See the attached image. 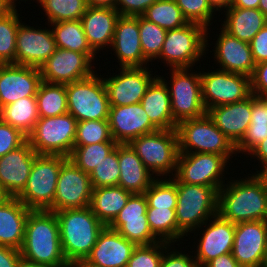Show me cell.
<instances>
[{
    "mask_svg": "<svg viewBox=\"0 0 267 267\" xmlns=\"http://www.w3.org/2000/svg\"><path fill=\"white\" fill-rule=\"evenodd\" d=\"M204 67H201L200 75L202 101L206 111L212 107L245 100L251 95L249 76L218 68L206 72Z\"/></svg>",
    "mask_w": 267,
    "mask_h": 267,
    "instance_id": "cell-13",
    "label": "cell"
},
{
    "mask_svg": "<svg viewBox=\"0 0 267 267\" xmlns=\"http://www.w3.org/2000/svg\"><path fill=\"white\" fill-rule=\"evenodd\" d=\"M229 163V164H228ZM232 165L224 156L213 153H179L173 178L180 183L214 187L217 191L225 184ZM226 172V173H225ZM226 174V175H225Z\"/></svg>",
    "mask_w": 267,
    "mask_h": 267,
    "instance_id": "cell-12",
    "label": "cell"
},
{
    "mask_svg": "<svg viewBox=\"0 0 267 267\" xmlns=\"http://www.w3.org/2000/svg\"><path fill=\"white\" fill-rule=\"evenodd\" d=\"M174 245H177L178 247ZM180 245L181 244L179 243H172L165 249L160 267H199L193 252L188 251L189 248H187V246H185L186 250H184V247H182L183 245ZM179 247L183 249L179 250ZM185 251H188V253Z\"/></svg>",
    "mask_w": 267,
    "mask_h": 267,
    "instance_id": "cell-48",
    "label": "cell"
},
{
    "mask_svg": "<svg viewBox=\"0 0 267 267\" xmlns=\"http://www.w3.org/2000/svg\"><path fill=\"white\" fill-rule=\"evenodd\" d=\"M77 122L68 112L55 117L39 118L27 141L38 155L69 158L74 149Z\"/></svg>",
    "mask_w": 267,
    "mask_h": 267,
    "instance_id": "cell-11",
    "label": "cell"
},
{
    "mask_svg": "<svg viewBox=\"0 0 267 267\" xmlns=\"http://www.w3.org/2000/svg\"><path fill=\"white\" fill-rule=\"evenodd\" d=\"M217 128L236 146L251 122L252 94L245 100L212 107L207 111Z\"/></svg>",
    "mask_w": 267,
    "mask_h": 267,
    "instance_id": "cell-27",
    "label": "cell"
},
{
    "mask_svg": "<svg viewBox=\"0 0 267 267\" xmlns=\"http://www.w3.org/2000/svg\"><path fill=\"white\" fill-rule=\"evenodd\" d=\"M221 27L230 35L250 43L267 24V17L259 9L230 7L222 13Z\"/></svg>",
    "mask_w": 267,
    "mask_h": 267,
    "instance_id": "cell-31",
    "label": "cell"
},
{
    "mask_svg": "<svg viewBox=\"0 0 267 267\" xmlns=\"http://www.w3.org/2000/svg\"><path fill=\"white\" fill-rule=\"evenodd\" d=\"M142 16L165 30L178 29L189 23L175 0H157Z\"/></svg>",
    "mask_w": 267,
    "mask_h": 267,
    "instance_id": "cell-37",
    "label": "cell"
},
{
    "mask_svg": "<svg viewBox=\"0 0 267 267\" xmlns=\"http://www.w3.org/2000/svg\"><path fill=\"white\" fill-rule=\"evenodd\" d=\"M18 12L0 17V64H15L17 29L24 17Z\"/></svg>",
    "mask_w": 267,
    "mask_h": 267,
    "instance_id": "cell-40",
    "label": "cell"
},
{
    "mask_svg": "<svg viewBox=\"0 0 267 267\" xmlns=\"http://www.w3.org/2000/svg\"><path fill=\"white\" fill-rule=\"evenodd\" d=\"M117 144V142H100L90 145H74L69 159L82 171L90 174L116 148Z\"/></svg>",
    "mask_w": 267,
    "mask_h": 267,
    "instance_id": "cell-39",
    "label": "cell"
},
{
    "mask_svg": "<svg viewBox=\"0 0 267 267\" xmlns=\"http://www.w3.org/2000/svg\"><path fill=\"white\" fill-rule=\"evenodd\" d=\"M211 8L218 14L231 7L233 0H207Z\"/></svg>",
    "mask_w": 267,
    "mask_h": 267,
    "instance_id": "cell-59",
    "label": "cell"
},
{
    "mask_svg": "<svg viewBox=\"0 0 267 267\" xmlns=\"http://www.w3.org/2000/svg\"><path fill=\"white\" fill-rule=\"evenodd\" d=\"M138 26L144 58L149 63L151 62L152 66V62H155L160 56L167 30L148 21L143 16H138Z\"/></svg>",
    "mask_w": 267,
    "mask_h": 267,
    "instance_id": "cell-41",
    "label": "cell"
},
{
    "mask_svg": "<svg viewBox=\"0 0 267 267\" xmlns=\"http://www.w3.org/2000/svg\"><path fill=\"white\" fill-rule=\"evenodd\" d=\"M267 137V124L250 123L242 140L236 145V153L240 158L247 155ZM242 154V155H241Z\"/></svg>",
    "mask_w": 267,
    "mask_h": 267,
    "instance_id": "cell-49",
    "label": "cell"
},
{
    "mask_svg": "<svg viewBox=\"0 0 267 267\" xmlns=\"http://www.w3.org/2000/svg\"><path fill=\"white\" fill-rule=\"evenodd\" d=\"M68 113L78 122L108 120L109 100L102 75L97 71L82 80L66 84Z\"/></svg>",
    "mask_w": 267,
    "mask_h": 267,
    "instance_id": "cell-10",
    "label": "cell"
},
{
    "mask_svg": "<svg viewBox=\"0 0 267 267\" xmlns=\"http://www.w3.org/2000/svg\"><path fill=\"white\" fill-rule=\"evenodd\" d=\"M250 156V157H249ZM250 158L249 160L252 162H255L251 165L253 166L255 170L252 171V173H258L264 166L267 165V137L261 141L248 155L246 158ZM255 158V159H254ZM257 162V164H256ZM256 164V165H255ZM258 165V166H257ZM257 166V167H256ZM256 167V168H255ZM259 170H258V169Z\"/></svg>",
    "mask_w": 267,
    "mask_h": 267,
    "instance_id": "cell-55",
    "label": "cell"
},
{
    "mask_svg": "<svg viewBox=\"0 0 267 267\" xmlns=\"http://www.w3.org/2000/svg\"><path fill=\"white\" fill-rule=\"evenodd\" d=\"M250 123L267 124V111L264 103L252 94V116Z\"/></svg>",
    "mask_w": 267,
    "mask_h": 267,
    "instance_id": "cell-57",
    "label": "cell"
},
{
    "mask_svg": "<svg viewBox=\"0 0 267 267\" xmlns=\"http://www.w3.org/2000/svg\"><path fill=\"white\" fill-rule=\"evenodd\" d=\"M257 174L264 180L265 186L267 188V165L264 166Z\"/></svg>",
    "mask_w": 267,
    "mask_h": 267,
    "instance_id": "cell-66",
    "label": "cell"
},
{
    "mask_svg": "<svg viewBox=\"0 0 267 267\" xmlns=\"http://www.w3.org/2000/svg\"><path fill=\"white\" fill-rule=\"evenodd\" d=\"M12 196L6 191V189L0 183V205L9 200Z\"/></svg>",
    "mask_w": 267,
    "mask_h": 267,
    "instance_id": "cell-64",
    "label": "cell"
},
{
    "mask_svg": "<svg viewBox=\"0 0 267 267\" xmlns=\"http://www.w3.org/2000/svg\"><path fill=\"white\" fill-rule=\"evenodd\" d=\"M19 267H46V266H32V265H28V264L22 262V263L19 265Z\"/></svg>",
    "mask_w": 267,
    "mask_h": 267,
    "instance_id": "cell-70",
    "label": "cell"
},
{
    "mask_svg": "<svg viewBox=\"0 0 267 267\" xmlns=\"http://www.w3.org/2000/svg\"><path fill=\"white\" fill-rule=\"evenodd\" d=\"M231 7L258 9L259 0H233Z\"/></svg>",
    "mask_w": 267,
    "mask_h": 267,
    "instance_id": "cell-60",
    "label": "cell"
},
{
    "mask_svg": "<svg viewBox=\"0 0 267 267\" xmlns=\"http://www.w3.org/2000/svg\"><path fill=\"white\" fill-rule=\"evenodd\" d=\"M169 69V77L158 74L167 85L173 119L179 123L185 119L200 118L207 114L202 101L200 68ZM194 71V72H193ZM170 79V80H169Z\"/></svg>",
    "mask_w": 267,
    "mask_h": 267,
    "instance_id": "cell-8",
    "label": "cell"
},
{
    "mask_svg": "<svg viewBox=\"0 0 267 267\" xmlns=\"http://www.w3.org/2000/svg\"><path fill=\"white\" fill-rule=\"evenodd\" d=\"M47 26L52 29L56 48L84 53L93 62L100 60L87 41L81 20L61 21Z\"/></svg>",
    "mask_w": 267,
    "mask_h": 267,
    "instance_id": "cell-33",
    "label": "cell"
},
{
    "mask_svg": "<svg viewBox=\"0 0 267 267\" xmlns=\"http://www.w3.org/2000/svg\"><path fill=\"white\" fill-rule=\"evenodd\" d=\"M140 103L148 115L150 122L158 130L177 128L178 123L173 119L171 111L168 87L159 76L147 87Z\"/></svg>",
    "mask_w": 267,
    "mask_h": 267,
    "instance_id": "cell-30",
    "label": "cell"
},
{
    "mask_svg": "<svg viewBox=\"0 0 267 267\" xmlns=\"http://www.w3.org/2000/svg\"><path fill=\"white\" fill-rule=\"evenodd\" d=\"M119 17L120 14L115 8L88 6L81 18L87 41L99 58H102L99 55L100 51L106 54L107 49L112 45L115 25Z\"/></svg>",
    "mask_w": 267,
    "mask_h": 267,
    "instance_id": "cell-26",
    "label": "cell"
},
{
    "mask_svg": "<svg viewBox=\"0 0 267 267\" xmlns=\"http://www.w3.org/2000/svg\"><path fill=\"white\" fill-rule=\"evenodd\" d=\"M147 200L144 194H132L114 220L147 219Z\"/></svg>",
    "mask_w": 267,
    "mask_h": 267,
    "instance_id": "cell-51",
    "label": "cell"
},
{
    "mask_svg": "<svg viewBox=\"0 0 267 267\" xmlns=\"http://www.w3.org/2000/svg\"><path fill=\"white\" fill-rule=\"evenodd\" d=\"M8 1V3L14 8V9H17L16 7H17V5L16 4H21V2L20 1H24L25 2V4H26V1L28 2V0H7ZM19 1V2H18ZM30 1H32V0H29V2ZM34 2H36V3H39V1L40 0H33ZM17 2V3H16Z\"/></svg>",
    "mask_w": 267,
    "mask_h": 267,
    "instance_id": "cell-67",
    "label": "cell"
},
{
    "mask_svg": "<svg viewBox=\"0 0 267 267\" xmlns=\"http://www.w3.org/2000/svg\"><path fill=\"white\" fill-rule=\"evenodd\" d=\"M204 267H241L231 253L219 255L209 261Z\"/></svg>",
    "mask_w": 267,
    "mask_h": 267,
    "instance_id": "cell-58",
    "label": "cell"
},
{
    "mask_svg": "<svg viewBox=\"0 0 267 267\" xmlns=\"http://www.w3.org/2000/svg\"><path fill=\"white\" fill-rule=\"evenodd\" d=\"M14 8L8 3L7 0H0V17H4L11 13Z\"/></svg>",
    "mask_w": 267,
    "mask_h": 267,
    "instance_id": "cell-62",
    "label": "cell"
},
{
    "mask_svg": "<svg viewBox=\"0 0 267 267\" xmlns=\"http://www.w3.org/2000/svg\"><path fill=\"white\" fill-rule=\"evenodd\" d=\"M69 267H100V266L91 264L90 262H87L85 259H83L71 263Z\"/></svg>",
    "mask_w": 267,
    "mask_h": 267,
    "instance_id": "cell-63",
    "label": "cell"
},
{
    "mask_svg": "<svg viewBox=\"0 0 267 267\" xmlns=\"http://www.w3.org/2000/svg\"><path fill=\"white\" fill-rule=\"evenodd\" d=\"M176 221L186 235L198 229L218 212V191L214 187L176 181Z\"/></svg>",
    "mask_w": 267,
    "mask_h": 267,
    "instance_id": "cell-6",
    "label": "cell"
},
{
    "mask_svg": "<svg viewBox=\"0 0 267 267\" xmlns=\"http://www.w3.org/2000/svg\"><path fill=\"white\" fill-rule=\"evenodd\" d=\"M131 147L156 178L173 177L179 154L176 129L157 130L133 139Z\"/></svg>",
    "mask_w": 267,
    "mask_h": 267,
    "instance_id": "cell-7",
    "label": "cell"
},
{
    "mask_svg": "<svg viewBox=\"0 0 267 267\" xmlns=\"http://www.w3.org/2000/svg\"><path fill=\"white\" fill-rule=\"evenodd\" d=\"M108 121L112 138L118 144L130 143L139 136L158 130L150 122L141 103L110 106Z\"/></svg>",
    "mask_w": 267,
    "mask_h": 267,
    "instance_id": "cell-22",
    "label": "cell"
},
{
    "mask_svg": "<svg viewBox=\"0 0 267 267\" xmlns=\"http://www.w3.org/2000/svg\"><path fill=\"white\" fill-rule=\"evenodd\" d=\"M113 140L108 120H87L77 122L74 145H90Z\"/></svg>",
    "mask_w": 267,
    "mask_h": 267,
    "instance_id": "cell-45",
    "label": "cell"
},
{
    "mask_svg": "<svg viewBox=\"0 0 267 267\" xmlns=\"http://www.w3.org/2000/svg\"><path fill=\"white\" fill-rule=\"evenodd\" d=\"M131 195L121 186L93 188L90 208L105 226H109Z\"/></svg>",
    "mask_w": 267,
    "mask_h": 267,
    "instance_id": "cell-32",
    "label": "cell"
},
{
    "mask_svg": "<svg viewBox=\"0 0 267 267\" xmlns=\"http://www.w3.org/2000/svg\"><path fill=\"white\" fill-rule=\"evenodd\" d=\"M42 27L30 26L21 21L17 29L15 64L40 69L54 54L56 44L52 29Z\"/></svg>",
    "mask_w": 267,
    "mask_h": 267,
    "instance_id": "cell-18",
    "label": "cell"
},
{
    "mask_svg": "<svg viewBox=\"0 0 267 267\" xmlns=\"http://www.w3.org/2000/svg\"><path fill=\"white\" fill-rule=\"evenodd\" d=\"M202 228L203 230H201ZM191 233L194 235L187 236L189 240L192 238L191 240L194 241V244L190 245V250H192L198 266L204 267L219 255L231 253L234 244L235 224L217 213ZM191 247L193 248L191 249Z\"/></svg>",
    "mask_w": 267,
    "mask_h": 267,
    "instance_id": "cell-14",
    "label": "cell"
},
{
    "mask_svg": "<svg viewBox=\"0 0 267 267\" xmlns=\"http://www.w3.org/2000/svg\"><path fill=\"white\" fill-rule=\"evenodd\" d=\"M0 119L28 137L39 119L36 97H25L3 106Z\"/></svg>",
    "mask_w": 267,
    "mask_h": 267,
    "instance_id": "cell-34",
    "label": "cell"
},
{
    "mask_svg": "<svg viewBox=\"0 0 267 267\" xmlns=\"http://www.w3.org/2000/svg\"><path fill=\"white\" fill-rule=\"evenodd\" d=\"M21 263L20 250L0 245V267H19Z\"/></svg>",
    "mask_w": 267,
    "mask_h": 267,
    "instance_id": "cell-56",
    "label": "cell"
},
{
    "mask_svg": "<svg viewBox=\"0 0 267 267\" xmlns=\"http://www.w3.org/2000/svg\"><path fill=\"white\" fill-rule=\"evenodd\" d=\"M109 227L136 246L160 241L150 230L147 219L114 220Z\"/></svg>",
    "mask_w": 267,
    "mask_h": 267,
    "instance_id": "cell-43",
    "label": "cell"
},
{
    "mask_svg": "<svg viewBox=\"0 0 267 267\" xmlns=\"http://www.w3.org/2000/svg\"><path fill=\"white\" fill-rule=\"evenodd\" d=\"M117 69L115 73L110 72L109 76L106 74L107 77L102 74L110 106L140 103L147 87L158 76L156 74L158 70L153 73V69L149 66L118 67Z\"/></svg>",
    "mask_w": 267,
    "mask_h": 267,
    "instance_id": "cell-15",
    "label": "cell"
},
{
    "mask_svg": "<svg viewBox=\"0 0 267 267\" xmlns=\"http://www.w3.org/2000/svg\"><path fill=\"white\" fill-rule=\"evenodd\" d=\"M92 192L93 186L89 174L68 159L59 171L53 205L48 211L88 207Z\"/></svg>",
    "mask_w": 267,
    "mask_h": 267,
    "instance_id": "cell-16",
    "label": "cell"
},
{
    "mask_svg": "<svg viewBox=\"0 0 267 267\" xmlns=\"http://www.w3.org/2000/svg\"><path fill=\"white\" fill-rule=\"evenodd\" d=\"M90 7H110L115 8L116 0H86Z\"/></svg>",
    "mask_w": 267,
    "mask_h": 267,
    "instance_id": "cell-61",
    "label": "cell"
},
{
    "mask_svg": "<svg viewBox=\"0 0 267 267\" xmlns=\"http://www.w3.org/2000/svg\"><path fill=\"white\" fill-rule=\"evenodd\" d=\"M39 68L0 64V109L25 97H36L41 83Z\"/></svg>",
    "mask_w": 267,
    "mask_h": 267,
    "instance_id": "cell-21",
    "label": "cell"
},
{
    "mask_svg": "<svg viewBox=\"0 0 267 267\" xmlns=\"http://www.w3.org/2000/svg\"><path fill=\"white\" fill-rule=\"evenodd\" d=\"M256 64L267 60V24L249 43Z\"/></svg>",
    "mask_w": 267,
    "mask_h": 267,
    "instance_id": "cell-54",
    "label": "cell"
},
{
    "mask_svg": "<svg viewBox=\"0 0 267 267\" xmlns=\"http://www.w3.org/2000/svg\"><path fill=\"white\" fill-rule=\"evenodd\" d=\"M258 98L264 103L267 111V95L266 96H258Z\"/></svg>",
    "mask_w": 267,
    "mask_h": 267,
    "instance_id": "cell-68",
    "label": "cell"
},
{
    "mask_svg": "<svg viewBox=\"0 0 267 267\" xmlns=\"http://www.w3.org/2000/svg\"><path fill=\"white\" fill-rule=\"evenodd\" d=\"M157 0H116L115 9L120 16H142Z\"/></svg>",
    "mask_w": 267,
    "mask_h": 267,
    "instance_id": "cell-52",
    "label": "cell"
},
{
    "mask_svg": "<svg viewBox=\"0 0 267 267\" xmlns=\"http://www.w3.org/2000/svg\"><path fill=\"white\" fill-rule=\"evenodd\" d=\"M37 6L42 7L48 24L81 20L88 7L86 0H40Z\"/></svg>",
    "mask_w": 267,
    "mask_h": 267,
    "instance_id": "cell-38",
    "label": "cell"
},
{
    "mask_svg": "<svg viewBox=\"0 0 267 267\" xmlns=\"http://www.w3.org/2000/svg\"><path fill=\"white\" fill-rule=\"evenodd\" d=\"M171 243L158 241L149 245L136 246L127 267H160L163 253Z\"/></svg>",
    "mask_w": 267,
    "mask_h": 267,
    "instance_id": "cell-47",
    "label": "cell"
},
{
    "mask_svg": "<svg viewBox=\"0 0 267 267\" xmlns=\"http://www.w3.org/2000/svg\"><path fill=\"white\" fill-rule=\"evenodd\" d=\"M20 253L22 262L28 265L69 267L62 252L59 223L55 212L48 210L29 212Z\"/></svg>",
    "mask_w": 267,
    "mask_h": 267,
    "instance_id": "cell-2",
    "label": "cell"
},
{
    "mask_svg": "<svg viewBox=\"0 0 267 267\" xmlns=\"http://www.w3.org/2000/svg\"><path fill=\"white\" fill-rule=\"evenodd\" d=\"M176 209L147 207L146 215L150 230L160 240L174 244H186L187 237L177 226ZM182 240V241H181Z\"/></svg>",
    "mask_w": 267,
    "mask_h": 267,
    "instance_id": "cell-35",
    "label": "cell"
},
{
    "mask_svg": "<svg viewBox=\"0 0 267 267\" xmlns=\"http://www.w3.org/2000/svg\"><path fill=\"white\" fill-rule=\"evenodd\" d=\"M250 175V176H249ZM244 176V177H243ZM229 180L218 191V214L234 223L267 221V188L257 173ZM242 177V178H241Z\"/></svg>",
    "mask_w": 267,
    "mask_h": 267,
    "instance_id": "cell-1",
    "label": "cell"
},
{
    "mask_svg": "<svg viewBox=\"0 0 267 267\" xmlns=\"http://www.w3.org/2000/svg\"><path fill=\"white\" fill-rule=\"evenodd\" d=\"M250 83L251 94L257 97L267 95V60L256 64Z\"/></svg>",
    "mask_w": 267,
    "mask_h": 267,
    "instance_id": "cell-53",
    "label": "cell"
},
{
    "mask_svg": "<svg viewBox=\"0 0 267 267\" xmlns=\"http://www.w3.org/2000/svg\"><path fill=\"white\" fill-rule=\"evenodd\" d=\"M111 51L118 60L119 67H147L149 62L144 58L138 16H120L117 19Z\"/></svg>",
    "mask_w": 267,
    "mask_h": 267,
    "instance_id": "cell-23",
    "label": "cell"
},
{
    "mask_svg": "<svg viewBox=\"0 0 267 267\" xmlns=\"http://www.w3.org/2000/svg\"><path fill=\"white\" fill-rule=\"evenodd\" d=\"M118 162L120 168L118 186L132 194H144L156 179L129 143L118 144Z\"/></svg>",
    "mask_w": 267,
    "mask_h": 267,
    "instance_id": "cell-28",
    "label": "cell"
},
{
    "mask_svg": "<svg viewBox=\"0 0 267 267\" xmlns=\"http://www.w3.org/2000/svg\"><path fill=\"white\" fill-rule=\"evenodd\" d=\"M175 1L179 6V8L181 9L183 16L188 20V22L198 23L207 28V54H208L209 53L208 47L212 45L209 43L211 42L210 40L212 39V37H210V35L212 36V34H210L209 32H211V28L213 27L211 26L213 24L212 21L215 18H217L215 17L217 13L211 8L207 0H175Z\"/></svg>",
    "mask_w": 267,
    "mask_h": 267,
    "instance_id": "cell-44",
    "label": "cell"
},
{
    "mask_svg": "<svg viewBox=\"0 0 267 267\" xmlns=\"http://www.w3.org/2000/svg\"><path fill=\"white\" fill-rule=\"evenodd\" d=\"M31 209L17 197L0 205V245L20 250L25 237L26 219Z\"/></svg>",
    "mask_w": 267,
    "mask_h": 267,
    "instance_id": "cell-29",
    "label": "cell"
},
{
    "mask_svg": "<svg viewBox=\"0 0 267 267\" xmlns=\"http://www.w3.org/2000/svg\"><path fill=\"white\" fill-rule=\"evenodd\" d=\"M176 130L179 153H213L224 156L231 163L234 156L237 160L236 146L217 128L208 114L182 120Z\"/></svg>",
    "mask_w": 267,
    "mask_h": 267,
    "instance_id": "cell-5",
    "label": "cell"
},
{
    "mask_svg": "<svg viewBox=\"0 0 267 267\" xmlns=\"http://www.w3.org/2000/svg\"><path fill=\"white\" fill-rule=\"evenodd\" d=\"M55 213L62 252L68 264L86 259L105 225L95 216L90 206Z\"/></svg>",
    "mask_w": 267,
    "mask_h": 267,
    "instance_id": "cell-3",
    "label": "cell"
},
{
    "mask_svg": "<svg viewBox=\"0 0 267 267\" xmlns=\"http://www.w3.org/2000/svg\"><path fill=\"white\" fill-rule=\"evenodd\" d=\"M261 267H267V250L265 252V256H264L263 263H262Z\"/></svg>",
    "mask_w": 267,
    "mask_h": 267,
    "instance_id": "cell-69",
    "label": "cell"
},
{
    "mask_svg": "<svg viewBox=\"0 0 267 267\" xmlns=\"http://www.w3.org/2000/svg\"><path fill=\"white\" fill-rule=\"evenodd\" d=\"M167 178H156L144 192L147 207L176 209V180L173 177Z\"/></svg>",
    "mask_w": 267,
    "mask_h": 267,
    "instance_id": "cell-42",
    "label": "cell"
},
{
    "mask_svg": "<svg viewBox=\"0 0 267 267\" xmlns=\"http://www.w3.org/2000/svg\"><path fill=\"white\" fill-rule=\"evenodd\" d=\"M36 99L39 118L55 117L68 112L66 84L41 81Z\"/></svg>",
    "mask_w": 267,
    "mask_h": 267,
    "instance_id": "cell-36",
    "label": "cell"
},
{
    "mask_svg": "<svg viewBox=\"0 0 267 267\" xmlns=\"http://www.w3.org/2000/svg\"><path fill=\"white\" fill-rule=\"evenodd\" d=\"M267 250V221L235 224L231 254L241 267H261Z\"/></svg>",
    "mask_w": 267,
    "mask_h": 267,
    "instance_id": "cell-19",
    "label": "cell"
},
{
    "mask_svg": "<svg viewBox=\"0 0 267 267\" xmlns=\"http://www.w3.org/2000/svg\"><path fill=\"white\" fill-rule=\"evenodd\" d=\"M258 9L267 17V0H259Z\"/></svg>",
    "mask_w": 267,
    "mask_h": 267,
    "instance_id": "cell-65",
    "label": "cell"
},
{
    "mask_svg": "<svg viewBox=\"0 0 267 267\" xmlns=\"http://www.w3.org/2000/svg\"><path fill=\"white\" fill-rule=\"evenodd\" d=\"M219 35L213 45V60L215 67L232 73H239L251 77L256 63L248 42L241 41L230 35L222 27L219 28ZM215 48V49H214ZM219 65V66H218Z\"/></svg>",
    "mask_w": 267,
    "mask_h": 267,
    "instance_id": "cell-20",
    "label": "cell"
},
{
    "mask_svg": "<svg viewBox=\"0 0 267 267\" xmlns=\"http://www.w3.org/2000/svg\"><path fill=\"white\" fill-rule=\"evenodd\" d=\"M68 159L60 155H37L26 187L17 198L31 210H48L53 205L59 171Z\"/></svg>",
    "mask_w": 267,
    "mask_h": 267,
    "instance_id": "cell-9",
    "label": "cell"
},
{
    "mask_svg": "<svg viewBox=\"0 0 267 267\" xmlns=\"http://www.w3.org/2000/svg\"><path fill=\"white\" fill-rule=\"evenodd\" d=\"M136 245L105 226L86 261L100 267H127Z\"/></svg>",
    "mask_w": 267,
    "mask_h": 267,
    "instance_id": "cell-25",
    "label": "cell"
},
{
    "mask_svg": "<svg viewBox=\"0 0 267 267\" xmlns=\"http://www.w3.org/2000/svg\"><path fill=\"white\" fill-rule=\"evenodd\" d=\"M93 188L118 186L120 168L118 144L89 174Z\"/></svg>",
    "mask_w": 267,
    "mask_h": 267,
    "instance_id": "cell-46",
    "label": "cell"
},
{
    "mask_svg": "<svg viewBox=\"0 0 267 267\" xmlns=\"http://www.w3.org/2000/svg\"><path fill=\"white\" fill-rule=\"evenodd\" d=\"M205 55H207V28L189 22L181 28L167 30L162 51L156 61L160 62L161 59L163 67L169 69L193 68L198 63L200 65L197 67H201L203 57L208 58Z\"/></svg>",
    "mask_w": 267,
    "mask_h": 267,
    "instance_id": "cell-4",
    "label": "cell"
},
{
    "mask_svg": "<svg viewBox=\"0 0 267 267\" xmlns=\"http://www.w3.org/2000/svg\"><path fill=\"white\" fill-rule=\"evenodd\" d=\"M27 141V137L18 129L0 119V158L16 150Z\"/></svg>",
    "mask_w": 267,
    "mask_h": 267,
    "instance_id": "cell-50",
    "label": "cell"
},
{
    "mask_svg": "<svg viewBox=\"0 0 267 267\" xmlns=\"http://www.w3.org/2000/svg\"><path fill=\"white\" fill-rule=\"evenodd\" d=\"M94 65L84 53L56 48L54 54L40 67L41 79L48 83H72L96 72L98 68Z\"/></svg>",
    "mask_w": 267,
    "mask_h": 267,
    "instance_id": "cell-17",
    "label": "cell"
},
{
    "mask_svg": "<svg viewBox=\"0 0 267 267\" xmlns=\"http://www.w3.org/2000/svg\"><path fill=\"white\" fill-rule=\"evenodd\" d=\"M37 155L26 141L0 158V183L12 197H17L26 187Z\"/></svg>",
    "mask_w": 267,
    "mask_h": 267,
    "instance_id": "cell-24",
    "label": "cell"
}]
</instances>
